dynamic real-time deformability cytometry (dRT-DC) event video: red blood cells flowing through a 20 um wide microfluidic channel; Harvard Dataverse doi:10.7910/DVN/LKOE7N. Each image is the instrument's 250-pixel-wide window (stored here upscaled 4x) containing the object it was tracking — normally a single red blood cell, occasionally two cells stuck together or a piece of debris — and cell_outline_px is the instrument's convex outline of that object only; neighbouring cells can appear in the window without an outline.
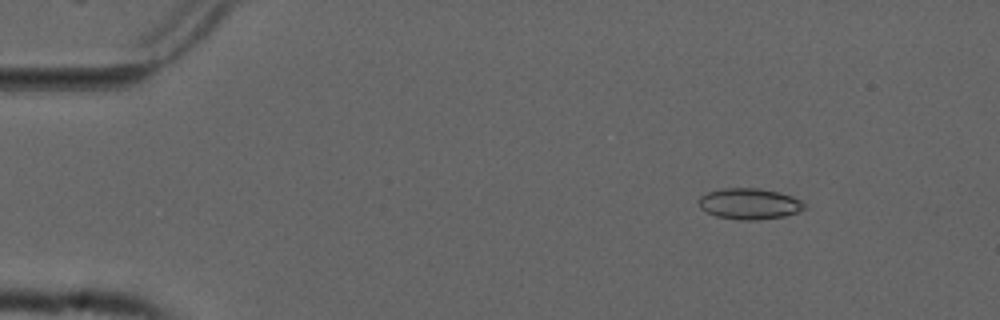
{"species": "common noctule bat (a hibernating species)", "species_latin": "Nyctalus noctula", "temperature_condition": "cold", "stored_images_in_passage": 7, "camera_frame_rate_fps": 3000, "um_per_image_px": 0.085, "animal": {"sex": "male", "forearm_length_mm": 52.5}, "frame": {"image": 1, "passage_image": 1, "time_ms": 0.0, "image_size_px": [1000, 320], "cell_outline_px": [[804, 208], [796, 212], [784, 216], [756, 220], [736, 220], [716, 216], [700, 208], [696, 200], [700, 196], [708, 192], [720, 188], [760, 188], [780, 192], [792, 196], [800, 200], [804, 204]], "centroid_in_image_um": [63.64, 17.31], "position_along_channel_um": 21.4, "area_um2": 19.19}}